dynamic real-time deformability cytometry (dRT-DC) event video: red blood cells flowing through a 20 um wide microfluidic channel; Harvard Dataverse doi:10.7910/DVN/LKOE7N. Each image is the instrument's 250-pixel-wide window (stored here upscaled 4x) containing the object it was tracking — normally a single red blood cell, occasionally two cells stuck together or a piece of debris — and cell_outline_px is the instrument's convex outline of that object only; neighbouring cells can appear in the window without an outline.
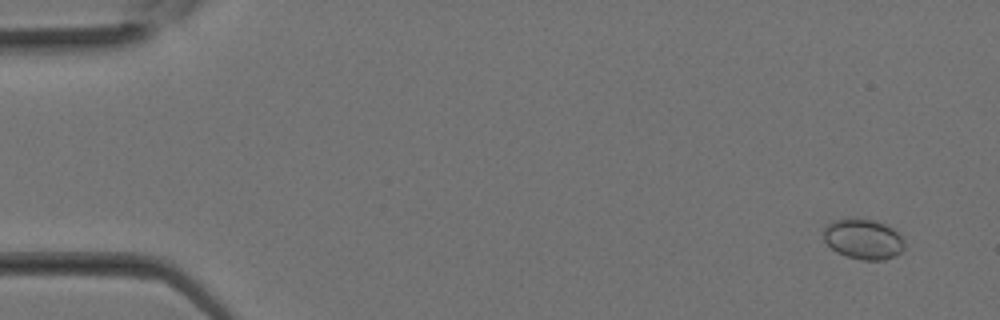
{"species": "Egyptian fruit bat (a non-hibernating species)", "species_latin": "Rousettus aegyptiacus", "temperature_condition": "room temperature", "stored_images_in_passage": 31, "camera_frame_rate_fps": 3000, "um_per_image_px": 0.085, "animal": {"sex": "female"}, "frame": {"image": 1, "passage_image": 2, "time_ms": 0.333, "image_size_px": [1000, 320], "cell_outline_px": [[904, 248], [896, 256], [884, 260], [860, 260], [836, 252], [824, 240], [824, 228], [828, 224], [836, 220], [872, 220], [884, 224], [892, 228], [904, 240]], "centroid_in_image_um": [73.4, 20.36], "position_along_channel_um": 11.6, "area_um2": 18.55}}
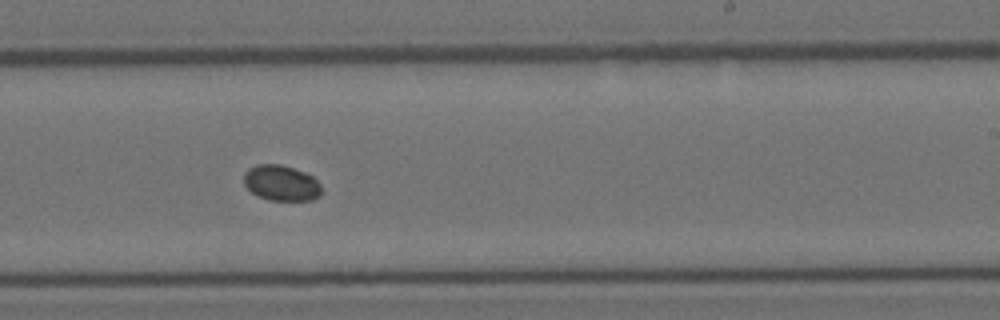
{"frame": {"image": 2, "passage_image": 19, "time_ms": 6.0, "image_size_px": [1000, 320], "cell_outline_px": [[320, 196], [312, 200], [268, 200], [252, 192], [244, 184], [244, 172], [248, 168], [256, 164], [280, 164], [304, 172], [312, 176], [320, 184]], "centroid_in_image_um": [23.89, 15.55], "position_along_channel_um": 265.1, "area_um2": 16.01}}
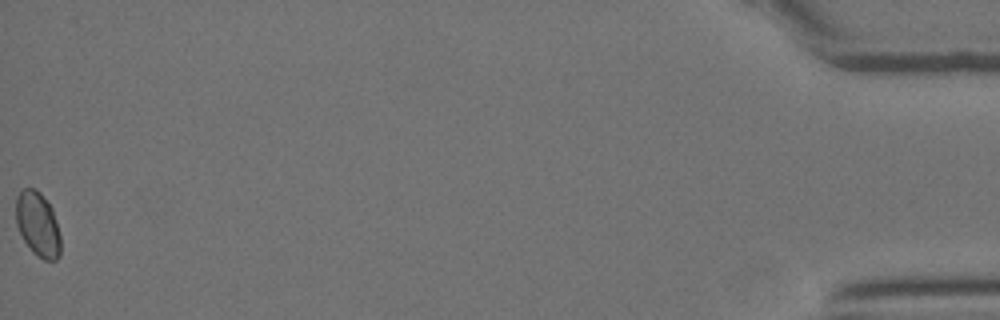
{"frame": {"image": 3, "passage_image": 31, "time_ms": 10.0, "image_size_px": [1000, 320], "cell_outline_px": [[60, 256], [56, 260], [44, 260], [36, 256], [32, 252], [24, 240], [16, 224], [16, 196], [24, 188], [36, 188], [40, 192], [52, 208], [56, 220], [60, 236]], "centroid_in_image_um": [3.22, 19.07], "position_along_channel_um": 432.0, "area_um2": 16.88}}